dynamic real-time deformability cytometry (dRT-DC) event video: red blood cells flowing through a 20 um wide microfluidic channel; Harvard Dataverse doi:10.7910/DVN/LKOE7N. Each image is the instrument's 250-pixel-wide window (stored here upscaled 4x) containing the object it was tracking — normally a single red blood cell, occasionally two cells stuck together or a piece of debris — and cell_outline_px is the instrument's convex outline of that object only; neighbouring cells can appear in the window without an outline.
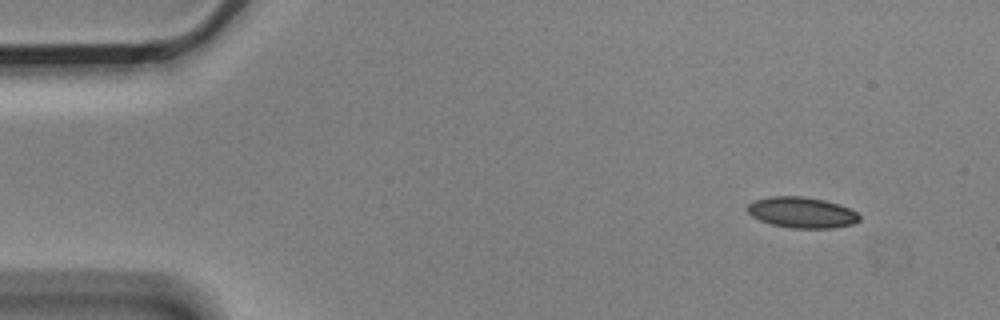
{"species": "Egyptian fruit bat (a non-hibernating species)", "species_latin": "Rousettus aegyptiacus", "temperature_condition": "cold", "stored_images_in_passage": 5, "segment_of_instrument_passage": [1, 2], "camera_frame_rate_fps": 3000, "um_per_image_px": 0.085, "animal": {"sex": "male"}, "frame": {"image": 1, "passage_image": 1, "time_ms": 0.0, "image_size_px": [1000, 320], "cell_outline_px": [[860, 220], [852, 224], [832, 228], [792, 228], [772, 224], [760, 220], [752, 216], [748, 212], [748, 204], [756, 200], [772, 196], [804, 196], [824, 200], [840, 204], [856, 212], [860, 216]], "centroid_in_image_um": [68.17, 18.06], "position_along_channel_um": 16.8, "area_um2": 20.0}}